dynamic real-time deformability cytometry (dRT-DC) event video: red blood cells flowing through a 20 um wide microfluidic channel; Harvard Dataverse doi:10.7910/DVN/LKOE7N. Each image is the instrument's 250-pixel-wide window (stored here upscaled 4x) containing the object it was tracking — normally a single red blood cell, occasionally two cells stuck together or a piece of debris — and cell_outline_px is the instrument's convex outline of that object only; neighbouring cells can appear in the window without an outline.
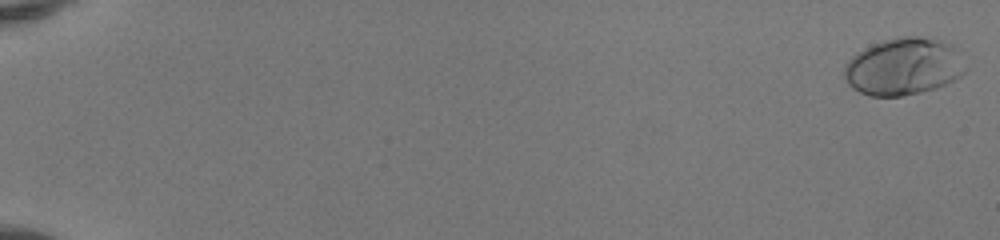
{"species": "human", "species_latin": "Homo sapiens", "temperature_condition": "room temperature", "stored_images_in_passage": 52, "camera_frame_rate_fps": 3000, "um_per_image_px": 0.085, "donor": {"sex": "female"}, "frame": {"image": 1, "passage_image": 1, "time_ms": 0.0, "image_size_px": [1000, 240], "cell_outline_px": [[968, 68], [960, 76], [936, 88], [920, 92], [900, 96], [868, 96], [852, 88], [848, 84], [844, 76], [844, 64], [856, 52], [872, 44], [896, 36], [916, 36], [944, 40], [956, 44]], "centroid_in_image_um": [76.83, 5.63], "position_along_channel_um": 8.2, "area_um2": 41.1}}
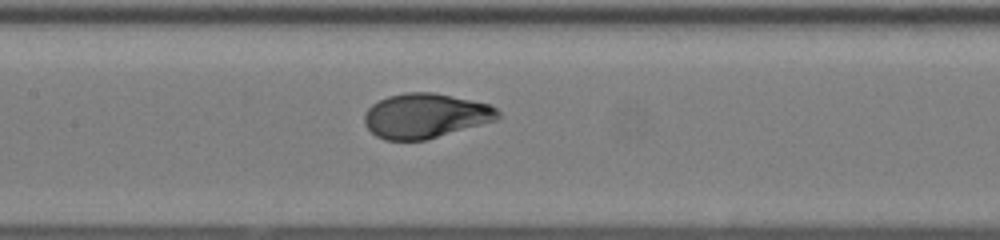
{"frame": {"image": 2, "passage_image": 28, "time_ms": 9.0, "image_size_px": [1000, 240], "cell_outline_px": [[504, 116], [496, 120], [424, 140], [384, 140], [376, 136], [364, 124], [364, 112], [372, 104], [388, 96], [404, 92], [432, 92], [488, 104], [496, 108]], "centroid_in_image_um": [36.14, 9.84], "position_along_channel_um": 171.3, "area_um2": 34.62}}
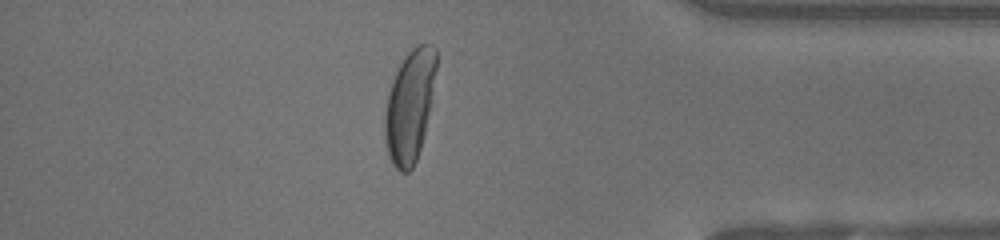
{"frame": {"image": 3, "passage_image": 46, "time_ms": 15.0, "image_size_px": [1000, 240], "cell_outline_px": [[436, 68], [424, 136], [416, 160], [412, 168], [408, 172], [400, 172], [392, 164], [388, 156], [384, 140], [384, 112], [388, 92], [392, 80], [404, 56], [416, 44], [432, 44], [436, 48]], "centroid_in_image_um": [34.79, 9.01], "position_along_channel_um": 400.4, "area_um2": 33.52}, "authors_computed_cell_mechanics": {"area_um2": 35.2002, "velocity_mm_per_s": 4.141, "shape_relaxation_time_tau1_ms": 4.0896, "shape_relaxation_time_tau2_ms": null, "deformation_change_tau1": 0.2333, "deformation_change_tau2": null}}